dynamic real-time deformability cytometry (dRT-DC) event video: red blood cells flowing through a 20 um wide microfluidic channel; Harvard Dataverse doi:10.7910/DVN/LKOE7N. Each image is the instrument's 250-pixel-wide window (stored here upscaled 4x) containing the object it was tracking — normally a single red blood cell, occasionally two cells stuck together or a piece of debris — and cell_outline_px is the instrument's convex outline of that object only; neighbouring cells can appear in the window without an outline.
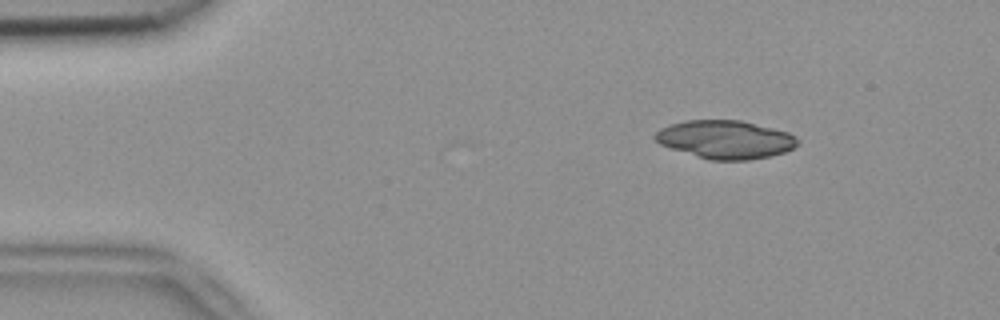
{"species": "common noctule bat (a hibernating species)", "species_latin": "Nyctalus noctula", "temperature_condition": "room temperature", "stored_images_in_passage": 3, "camera_frame_rate_fps": 3000, "um_per_image_px": 0.085, "animal": {"sex": "female", "body_mass_g": 18.4}, "frame": {"image": 1, "passage_image": 1, "time_ms": 0.0, "image_size_px": [1000, 320], "cell_outline_px": [[800, 140], [792, 148], [784, 152], [768, 156], [748, 160], [708, 160], [660, 144], [652, 136], [660, 128], [668, 124], [684, 120], [740, 120], [788, 132], [796, 136]], "centroid_in_image_um": [61.63, 11.85], "position_along_channel_um": 23.4, "area_um2": 31.67}}